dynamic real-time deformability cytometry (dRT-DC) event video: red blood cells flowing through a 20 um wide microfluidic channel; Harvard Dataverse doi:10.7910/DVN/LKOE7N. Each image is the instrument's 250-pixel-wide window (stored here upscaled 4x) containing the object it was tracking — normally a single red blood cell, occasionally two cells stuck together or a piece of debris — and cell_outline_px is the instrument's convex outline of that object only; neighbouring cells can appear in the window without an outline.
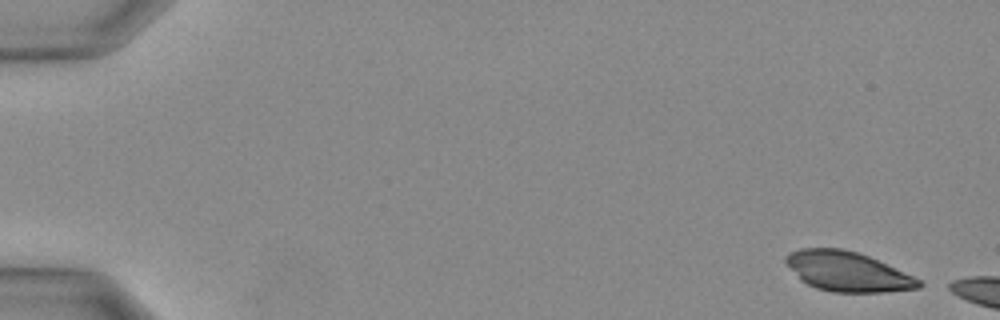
{"species": "Egyptian fruit bat (a non-hibernating species)", "species_latin": "Rousettus aegyptiacus", "temperature_condition": "warm", "stored_images_in_passage": 4, "camera_frame_rate_fps": 3000, "um_per_image_px": 0.085, "animal": {"sex": "female"}, "frame": {"image": 1, "passage_image": 1, "time_ms": 0.0, "image_size_px": [1000, 320], "cell_outline_px": [[924, 284], [920, 288], [884, 292], [832, 292], [816, 288], [800, 280], [784, 260], [784, 256], [788, 252], [800, 248], [844, 248], [868, 256], [912, 276], [920, 280]], "centroid_in_image_um": [72.0, 23.08], "position_along_channel_um": 13.0, "area_um2": 30.63}}